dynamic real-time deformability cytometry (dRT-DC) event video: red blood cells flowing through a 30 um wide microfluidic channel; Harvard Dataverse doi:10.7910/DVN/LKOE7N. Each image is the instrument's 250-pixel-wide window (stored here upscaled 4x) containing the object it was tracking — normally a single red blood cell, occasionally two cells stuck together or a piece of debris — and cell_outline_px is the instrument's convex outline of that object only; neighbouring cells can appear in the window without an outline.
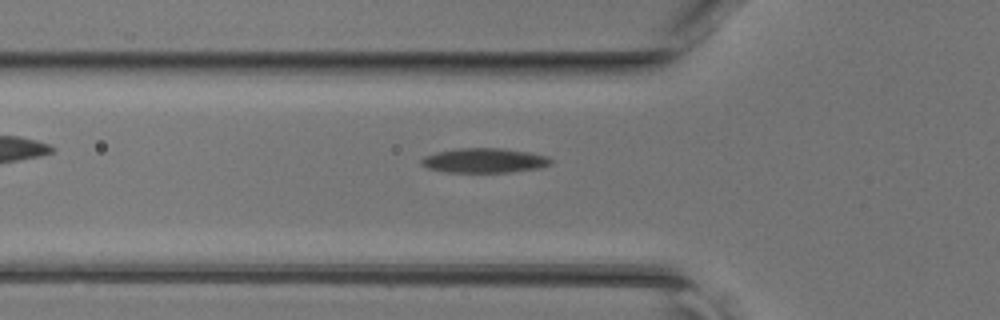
{"species": "common noctule bat (a hibernating species)", "species_latin": "Nyctalus noctula", "temperature_condition": "room temperature", "stored_images_in_passage": 42, "camera_frame_rate_fps": 3000, "um_per_image_px": 0.085, "animal": {"sex": "female", "body_mass_g": 17.0, "forearm_length_mm": 48.0}, "frame": {"image": 1, "passage_image": 13, "time_ms": 4.0, "image_size_px": [1000, 320], "cell_outline_px": [[552, 164], [540, 168], [512, 172], [448, 172], [428, 168], [420, 164], [420, 160], [424, 156], [436, 152], [456, 148], [504, 148], [532, 152], [548, 156], [552, 160]], "centroid_in_image_um": [41.2, 13.63], "position_along_channel_um": 84.6, "area_um2": 18.84}}
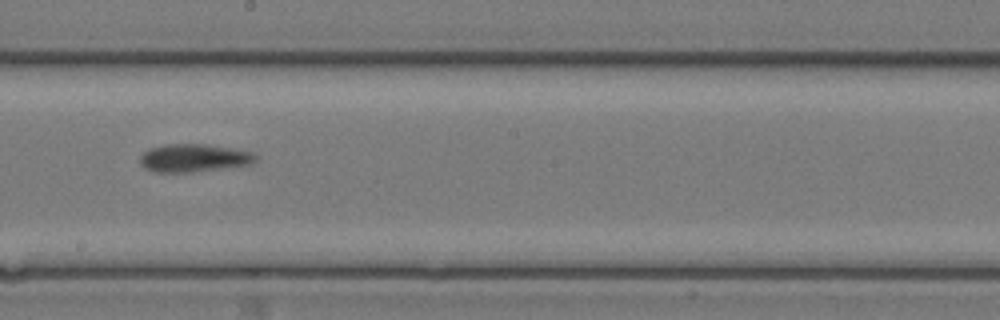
{"frame": {"image": 2, "passage_image": 23, "time_ms": 7.333, "image_size_px": [1000, 320], "cell_outline_px": [[260, 156], [252, 164], [192, 172], [156, 172], [144, 168], [140, 164], [140, 156], [148, 148], [168, 144], [208, 144], [232, 148], [252, 152]], "centroid_in_image_um": [16.49, 13.42], "position_along_channel_um": 231.7, "area_um2": 18.96}}
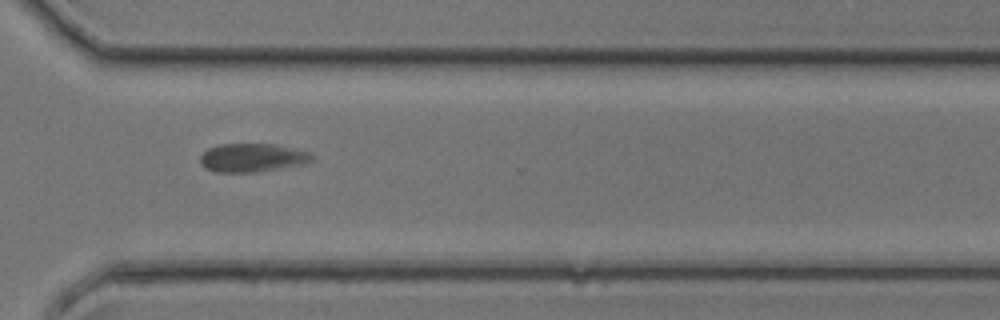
{"frame": {"image": 3, "passage_image": 31, "time_ms": 10.0, "image_size_px": [1000, 320], "cell_outline_px": [[316, 160], [304, 164], [256, 172], [212, 172], [204, 168], [200, 164], [200, 156], [208, 148], [220, 144], [276, 144], [296, 148], [312, 152], [316, 156]], "centroid_in_image_um": [21.5, 13.4], "position_along_channel_um": 349.1, "area_um2": 19.02}}